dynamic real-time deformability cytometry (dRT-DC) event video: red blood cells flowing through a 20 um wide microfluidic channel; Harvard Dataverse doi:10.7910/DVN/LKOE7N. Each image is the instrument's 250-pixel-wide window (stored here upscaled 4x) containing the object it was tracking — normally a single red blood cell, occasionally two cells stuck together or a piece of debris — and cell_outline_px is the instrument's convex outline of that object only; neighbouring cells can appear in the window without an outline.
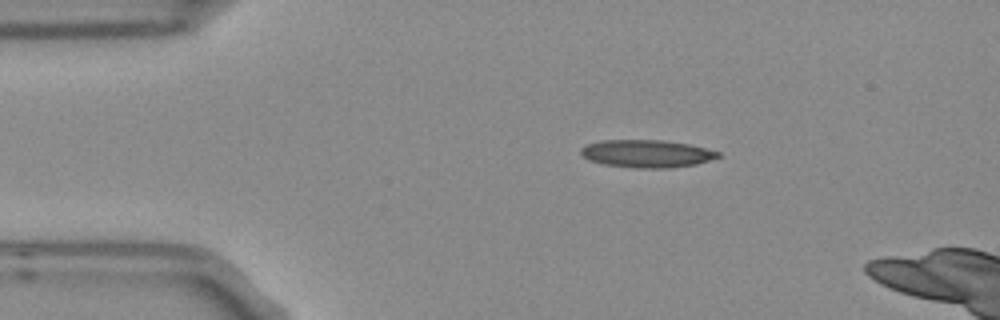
{"species": "Egyptian fruit bat (a non-hibernating species)", "species_latin": "Rousettus aegyptiacus", "temperature_condition": "room temperature", "stored_images_in_passage": 5, "camera_frame_rate_fps": 3000, "um_per_image_px": 0.085, "frame": {"image": 1, "passage_image": 2, "time_ms": 0.333, "image_size_px": [1000, 320], "cell_outline_px": [[720, 156], [696, 164], [668, 168], [636, 168], [604, 164], [588, 160], [580, 152], [580, 148], [588, 144], [600, 140], [660, 140], [688, 144], [720, 152]], "centroid_in_image_um": [54.94, 13.06], "position_along_channel_um": 30.1, "area_um2": 21.91}}
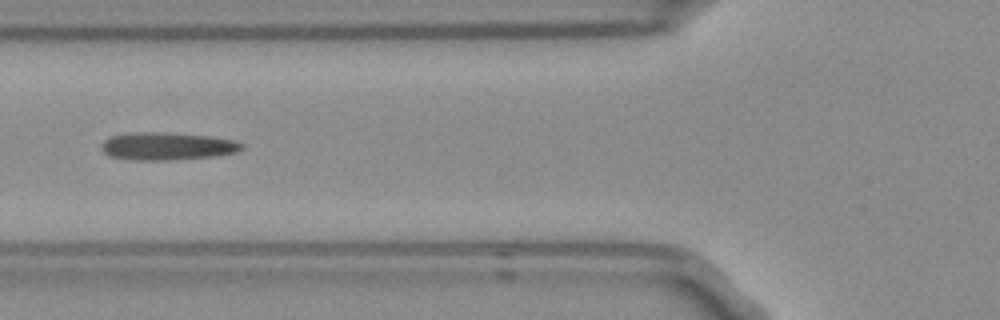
{"frame": {"image": 2, "passage_image": 5, "time_ms": 1.333, "image_size_px": [1000, 320], "cell_outline_px": [[244, 148], [236, 152], [220, 156], [172, 160], [136, 160], [108, 156], [100, 148], [100, 144], [104, 140], [112, 136], [136, 132], [164, 132], [212, 136], [236, 140], [244, 144]], "centroid_in_image_um": [14.26, 12.43], "position_along_channel_um": 111.5, "area_um2": 23.0}}